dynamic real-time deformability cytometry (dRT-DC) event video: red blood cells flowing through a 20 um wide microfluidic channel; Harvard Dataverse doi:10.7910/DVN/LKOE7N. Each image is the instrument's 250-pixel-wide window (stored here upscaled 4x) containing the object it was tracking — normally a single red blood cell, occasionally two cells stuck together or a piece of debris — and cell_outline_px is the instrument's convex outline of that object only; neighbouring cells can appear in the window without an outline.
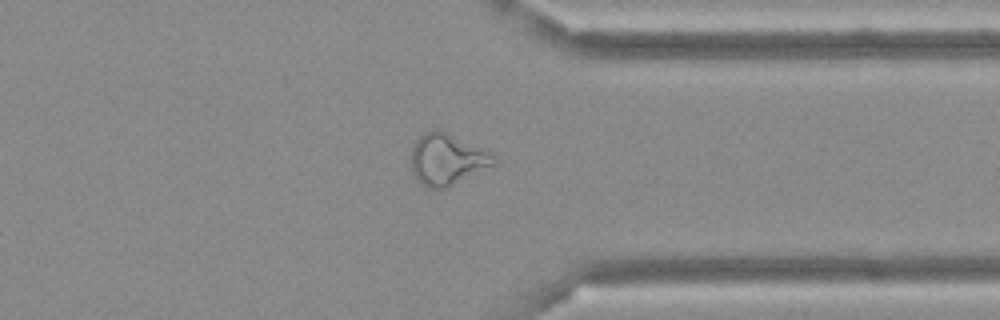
{"species": "Egyptian fruit bat (a non-hibernating species)", "species_latin": "Rousettus aegyptiacus", "temperature_condition": "cold", "stored_images_in_passage": 47, "camera_frame_rate_fps": 3000, "um_per_image_px": 0.085, "frame": {"image": 1, "passage_image": 36, "time_ms": 11.667, "image_size_px": [1000, 320], "cell_outline_px": [[500, 160], [496, 164], [448, 188], [428, 188], [420, 184], [412, 172], [412, 148], [416, 140], [424, 132], [432, 128], [436, 128], [492, 152]], "centroid_in_image_um": [38.04, 13.55], "position_along_channel_um": 373.4, "area_um2": 25.03}}
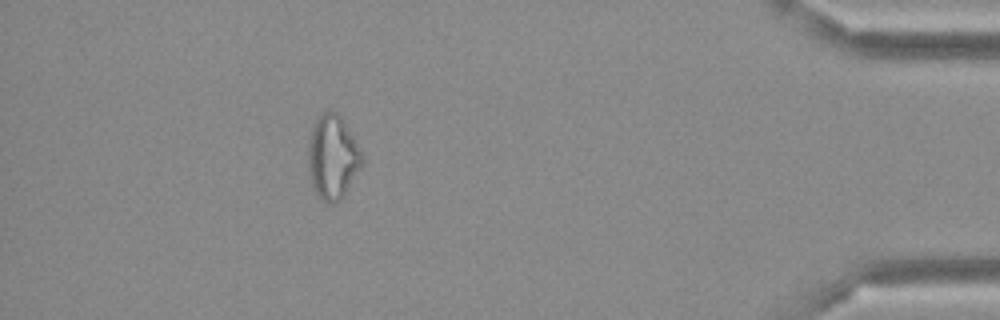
{"frame": {"image": 2, "passage_image": 42, "time_ms": 13.667, "image_size_px": [1000, 320], "cell_outline_px": [[364, 160], [360, 168], [340, 200], [336, 204], [328, 204], [320, 200], [312, 184], [308, 168], [308, 140], [316, 116], [328, 108], [336, 112], [340, 116], [364, 156]], "centroid_in_image_um": [28.24, 13.34], "position_along_channel_um": 407.0, "area_um2": 26.47}}